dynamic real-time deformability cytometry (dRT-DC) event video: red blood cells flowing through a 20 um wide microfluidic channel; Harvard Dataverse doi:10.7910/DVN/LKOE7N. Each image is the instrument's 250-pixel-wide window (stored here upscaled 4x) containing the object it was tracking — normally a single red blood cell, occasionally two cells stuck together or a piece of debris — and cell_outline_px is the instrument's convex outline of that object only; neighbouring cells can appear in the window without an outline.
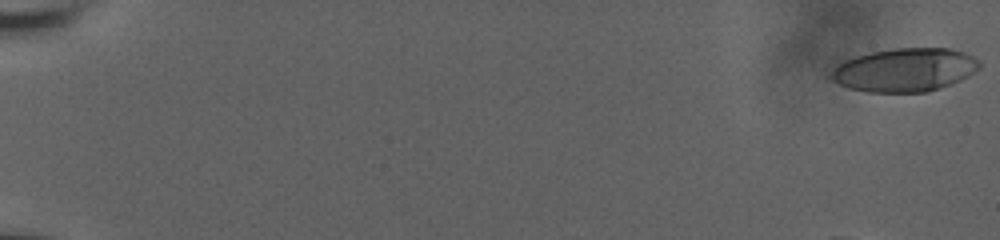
{"species": "human", "species_latin": "Homo sapiens", "temperature_condition": "room temperature", "stored_images_in_passage": 12, "camera_frame_rate_fps": 3000, "um_per_image_px": 0.085, "donor": {"sex": "male"}, "frame": {"image": 1, "passage_image": 1, "time_ms": 0.0, "image_size_px": [1000, 240], "cell_outline_px": [[980, 68], [968, 76], [960, 80], [940, 88], [928, 92], [868, 92], [848, 88], [828, 80], [824, 76], [844, 60], [856, 56], [872, 52], [896, 48], [948, 48], [964, 52], [980, 60]], "centroid_in_image_um": [76.86, 5.95], "position_along_channel_um": 8.1, "area_um2": 37.92}}